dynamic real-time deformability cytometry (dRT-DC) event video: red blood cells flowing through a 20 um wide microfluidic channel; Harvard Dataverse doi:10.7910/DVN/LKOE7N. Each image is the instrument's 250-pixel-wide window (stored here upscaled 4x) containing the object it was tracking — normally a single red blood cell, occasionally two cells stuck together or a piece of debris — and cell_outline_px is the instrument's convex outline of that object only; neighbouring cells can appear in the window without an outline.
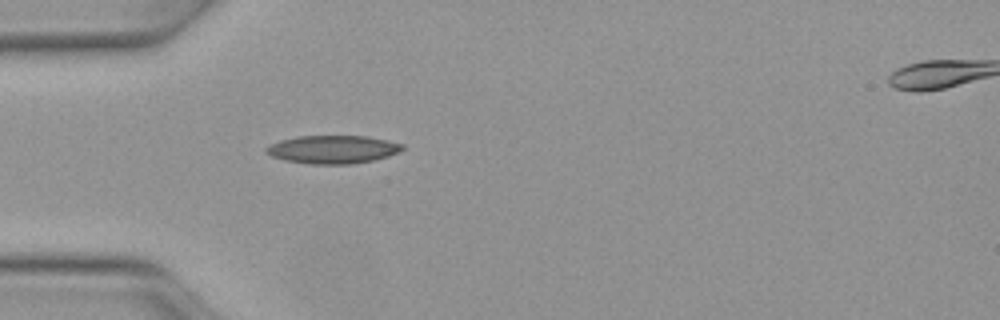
{"species": "Egyptian fruit bat (a non-hibernating species)", "species_latin": "Rousettus aegyptiacus", "temperature_condition": "warm", "stored_images_in_passage": 36, "camera_frame_rate_fps": 3000, "um_per_image_px": 0.085, "animal": {"sex": "female"}, "frame": {"image": 1, "passage_image": 1, "time_ms": 0.0, "image_size_px": [1000, 320], "cell_outline_px": [[404, 148], [400, 152], [388, 156], [372, 160], [352, 164], [308, 164], [284, 160], [272, 156], [264, 152], [264, 148], [280, 140], [296, 136], [368, 136], [388, 140], [404, 144]], "centroid_in_image_um": [28.29, 12.7], "position_along_channel_um": 56.7, "area_um2": 22.48}}
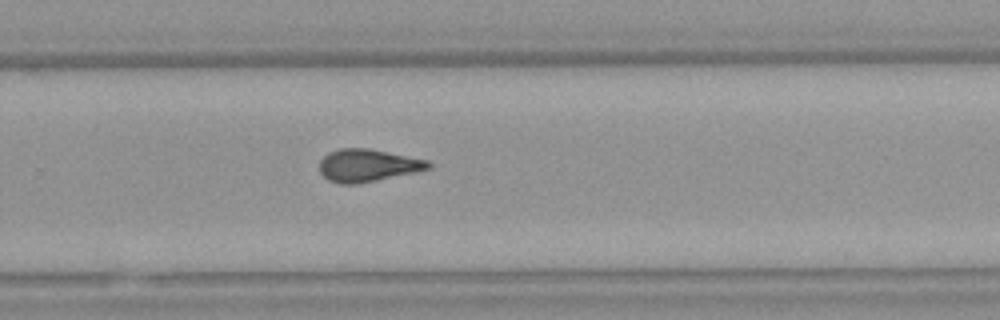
{"frame": {"image": 2, "passage_image": 19, "time_ms": 6.0, "image_size_px": [1000, 320], "cell_outline_px": [[432, 168], [376, 180], [356, 184], [340, 184], [328, 180], [320, 172], [320, 160], [328, 152], [340, 148], [368, 148], [428, 160], [432, 164]], "centroid_in_image_um": [31.23, 14.05], "position_along_channel_um": 298.6, "area_um2": 20.52}}
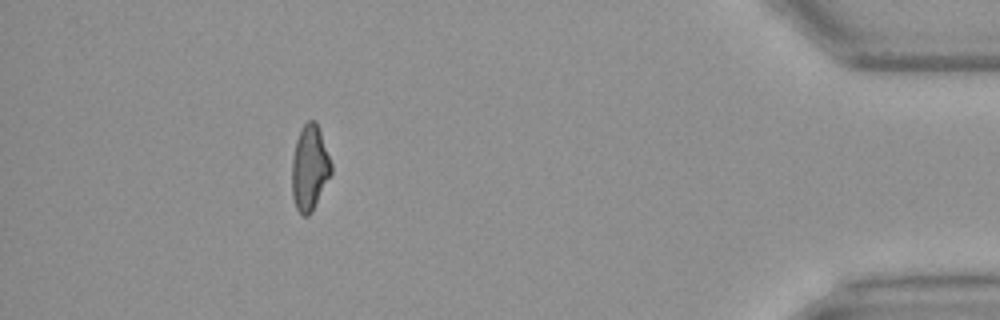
{"frame": {"image": 3, "passage_image": 31, "time_ms": 10.0, "image_size_px": [1000, 320], "cell_outline_px": [[332, 172], [312, 212], [308, 216], [304, 216], [296, 208], [292, 196], [292, 156], [296, 140], [300, 128], [308, 120], [316, 120], [332, 164]], "centroid_in_image_um": [26.31, 14.25], "position_along_channel_um": 408.9, "area_um2": 19.59}, "authors_computed_cell_mechanics": {"area_um2": 20.3167, "velocity_mm_per_s": 4.1303, "shape_relaxation_time_tau1_ms": null, "shape_relaxation_time_tau2_ms": 2.8977, "deformation_change_tau1": null, "deformation_change_tau2": 0.1122}}